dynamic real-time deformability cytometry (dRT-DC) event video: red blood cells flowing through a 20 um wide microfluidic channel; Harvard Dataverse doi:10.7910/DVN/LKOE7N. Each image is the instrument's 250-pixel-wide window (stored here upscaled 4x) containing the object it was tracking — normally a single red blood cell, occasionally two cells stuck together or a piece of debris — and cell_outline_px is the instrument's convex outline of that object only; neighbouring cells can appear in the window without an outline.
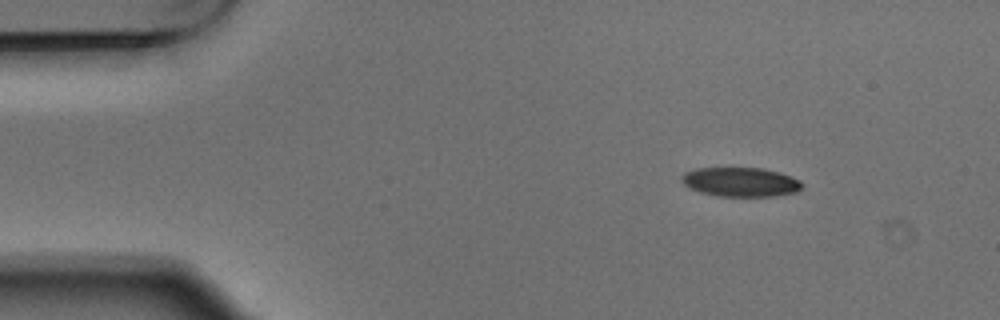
{"species": "Egyptian fruit bat (a non-hibernating species)", "species_latin": "Rousettus aegyptiacus", "temperature_condition": "warm", "stored_images_in_passage": 3, "camera_frame_rate_fps": 3000, "um_per_image_px": 0.085, "animal": {"sex": "male"}, "frame": {"image": 1, "passage_image": 1, "time_ms": 0.0, "image_size_px": [1000, 320], "cell_outline_px": [[804, 184], [796, 192], [772, 196], [716, 196], [700, 192], [688, 188], [680, 180], [680, 176], [684, 172], [696, 168], [764, 168], [780, 172], [792, 176], [800, 180]], "centroid_in_image_um": [62.92, 15.46], "position_along_channel_um": 22.1, "area_um2": 20.75}}
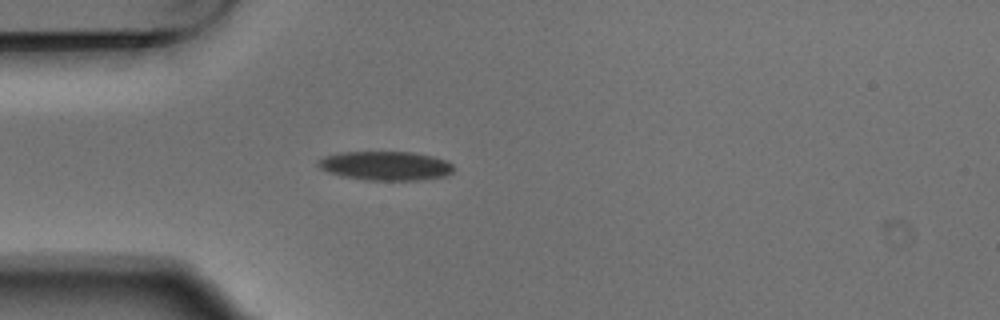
{"frame": {"image": 2, "passage_image": 3, "time_ms": 0.667, "image_size_px": [1000, 320], "cell_outline_px": [[456, 168], [448, 176], [416, 180], [368, 180], [340, 176], [328, 172], [320, 168], [316, 164], [316, 160], [324, 156], [340, 152], [412, 152], [432, 156], [448, 160]], "centroid_in_image_um": [32.78, 14.09], "position_along_channel_um": 52.2, "area_um2": 23.24}}